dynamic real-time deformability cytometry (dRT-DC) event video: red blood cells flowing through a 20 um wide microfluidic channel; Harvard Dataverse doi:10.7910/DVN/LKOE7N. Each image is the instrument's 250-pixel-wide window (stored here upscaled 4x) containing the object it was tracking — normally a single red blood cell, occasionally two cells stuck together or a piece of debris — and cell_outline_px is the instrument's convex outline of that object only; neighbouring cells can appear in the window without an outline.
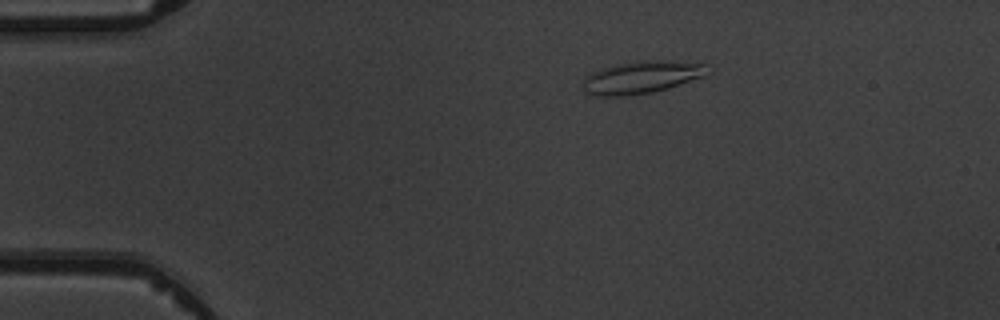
{"species": "common noctule bat (a hibernating species)", "species_latin": "Nyctalus noctula", "temperature_condition": "warm", "stored_images_in_passage": 8, "camera_frame_rate_fps": 3000, "um_per_image_px": 0.085, "animal": {"sex": "male", "body_mass_g": 19.5, "forearm_length_mm": 54.6}, "frame": {"image": 1, "passage_image": 3, "time_ms": 3.0, "image_size_px": [1000, 320], "cell_outline_px": [[704, 76], [668, 88], [652, 92], [628, 96], [588, 96], [584, 88], [584, 76], [600, 68], [616, 64], [640, 60], [668, 60], [704, 64]], "centroid_in_image_um": [54.43, 6.57], "position_along_channel_um": 30.6, "area_um2": 23.47}}
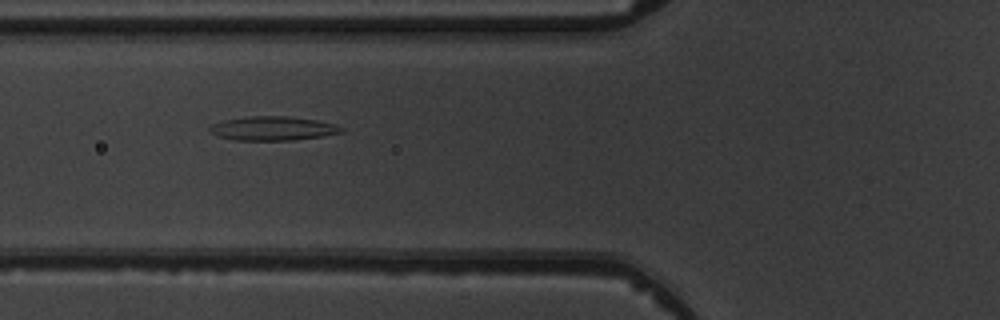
{"frame": {"image": 2, "passage_image": 6, "time_ms": 6.333, "image_size_px": [1000, 320], "cell_outline_px": [[344, 132], [324, 136], [292, 140], [232, 140], [216, 136], [208, 132], [208, 128], [212, 124], [224, 120], [248, 116], [288, 116], [316, 120], [336, 124], [344, 128]], "centroid_in_image_um": [23.18, 10.92], "position_along_channel_um": 102.6, "area_um2": 18.67}}
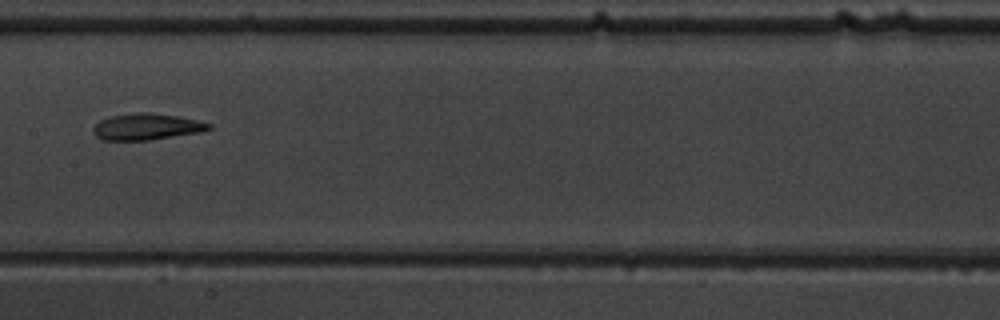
{"frame": {"image": 3, "passage_image": 8, "time_ms": 8.667, "image_size_px": [1000, 320], "cell_outline_px": [[212, 128], [200, 132], [148, 140], [104, 140], [96, 136], [92, 132], [92, 128], [100, 120], [108, 116], [136, 112], [144, 112], [176, 116], [196, 120], [212, 124]], "centroid_in_image_um": [12.42, 10.77], "position_along_channel_um": 195.0, "area_um2": 17.69}}